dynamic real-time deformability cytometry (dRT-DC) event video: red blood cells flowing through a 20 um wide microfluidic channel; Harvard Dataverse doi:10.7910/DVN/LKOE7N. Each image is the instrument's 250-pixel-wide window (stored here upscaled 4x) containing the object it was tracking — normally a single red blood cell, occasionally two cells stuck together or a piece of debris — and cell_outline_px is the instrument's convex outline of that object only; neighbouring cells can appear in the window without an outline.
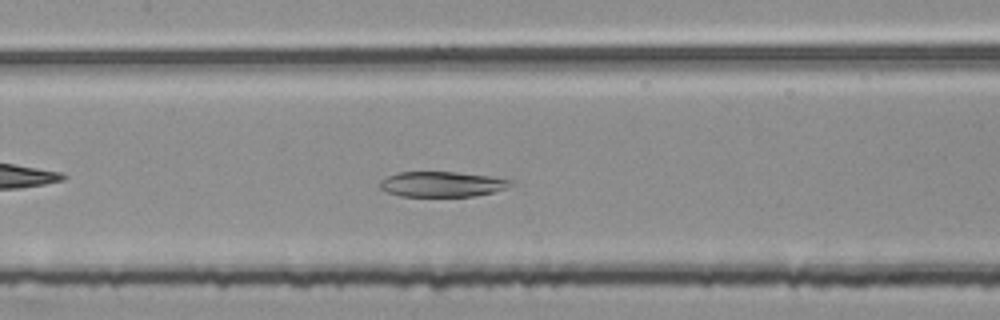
{"species": "common noctule bat (a hibernating species)", "species_latin": "Nyctalus noctula", "temperature_condition": "room temperature", "stored_images_in_passage": 41, "camera_frame_rate_fps": 3000, "um_per_image_px": 0.085, "animal": {"sex": "female", "body_mass_g": 25.1}, "frame": {"image": 1, "passage_image": 14, "time_ms": 4.333, "image_size_px": [1000, 320], "cell_outline_px": [[512, 184], [504, 188], [492, 192], [476, 196], [400, 196], [388, 192], [380, 188], [380, 180], [396, 172], [456, 172], [488, 176], [512, 180]], "centroid_in_image_um": [37.53, 15.65], "position_along_channel_um": 169.9, "area_um2": 19.07}}
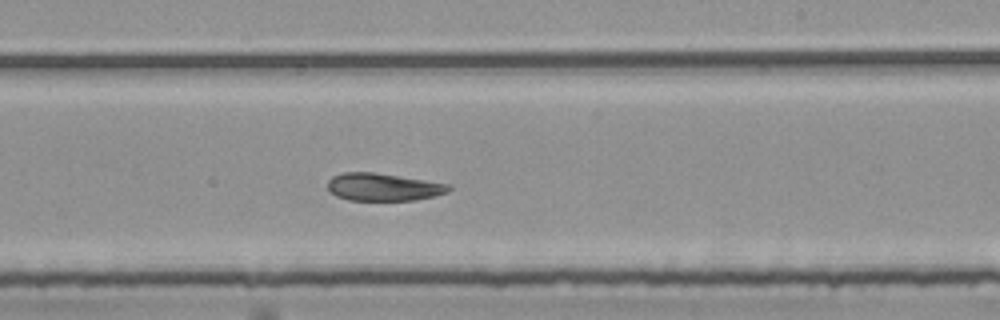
{"frame": {"image": 2, "passage_image": 21, "time_ms": 6.667, "image_size_px": [1000, 320], "cell_outline_px": [[452, 188], [448, 192], [436, 196], [416, 200], [348, 200], [336, 196], [328, 192], [328, 180], [332, 176], [344, 172], [372, 172], [424, 180], [448, 184]], "centroid_in_image_um": [32.55, 15.9], "position_along_channel_um": 256.5, "area_um2": 19.48}}
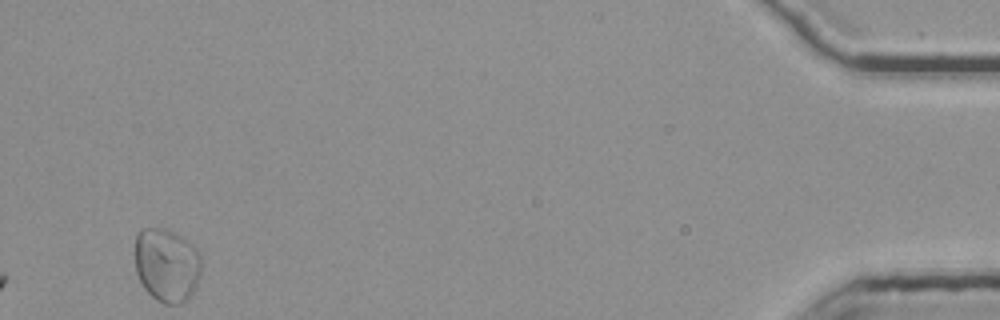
{"frame": {"image": 3, "passage_image": 41, "time_ms": 13.333, "image_size_px": [1000, 320], "cell_outline_px": [[200, 272], [196, 288], [192, 296], [184, 304], [164, 304], [156, 300], [144, 288], [136, 272], [136, 236], [140, 228], [164, 228], [188, 240], [196, 248], [200, 256]], "centroid_in_image_um": [14.19, 22.55], "position_along_channel_um": 421.0, "area_um2": 28.73}, "authors_computed_cell_mechanics": {"area_um2": 20.9814, "velocity_mm_per_s": 3.7364, "shape_relaxation_time_tau1_ms": null, "shape_relaxation_time_tau2_ms": 6.6577, "deformation_change_tau1": null, "deformation_change_tau2": 0.1344}}